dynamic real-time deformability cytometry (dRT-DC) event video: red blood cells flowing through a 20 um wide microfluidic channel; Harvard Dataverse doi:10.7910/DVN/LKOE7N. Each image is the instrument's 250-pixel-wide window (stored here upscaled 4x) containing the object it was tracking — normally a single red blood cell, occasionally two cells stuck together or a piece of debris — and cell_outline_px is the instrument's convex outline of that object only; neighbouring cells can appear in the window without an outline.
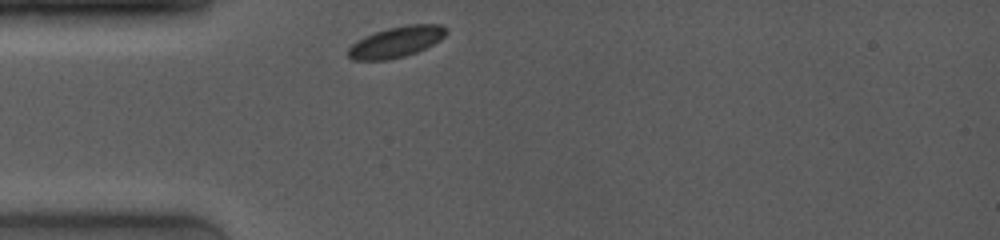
{"species": "common noctule bat (a hibernating species)", "species_latin": "Nyctalus noctula", "temperature_condition": "room temperature", "stored_images_in_passage": 1, "camera_frame_rate_fps": 4000, "um_per_image_px": 0.085, "animal": {"sex": "female", "body_mass_g": 19.0, "forearm_length_mm": 53.3}, "frame": {"image": 1, "passage_image": 1, "time_ms": 0.0, "image_size_px": [1000, 240], "cell_outline_px": [[448, 32], [440, 40], [416, 52], [404, 56], [388, 60], [352, 60], [348, 56], [348, 48], [352, 44], [364, 36], [388, 28], [408, 24], [440, 24]], "centroid_in_image_um": [33.66, 3.57], "position_along_channel_um": 51.3, "area_um2": 17.46}}